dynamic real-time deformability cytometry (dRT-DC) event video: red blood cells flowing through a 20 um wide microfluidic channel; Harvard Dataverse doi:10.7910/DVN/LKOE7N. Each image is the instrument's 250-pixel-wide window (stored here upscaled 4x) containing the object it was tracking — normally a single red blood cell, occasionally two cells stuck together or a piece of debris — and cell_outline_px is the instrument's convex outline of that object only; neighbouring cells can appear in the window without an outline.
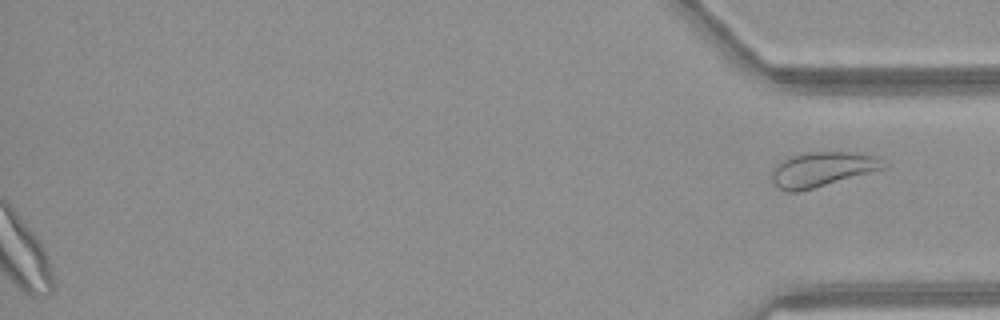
{"species": "common noctule bat (a hibernating species)", "species_latin": "Nyctalus noctula", "temperature_condition": "warm", "stored_images_in_passage": 35, "segment_of_instrument_passage": [2, 2], "camera_frame_rate_fps": 3000, "um_per_image_px": 0.085, "animal": {"sex": "female", "body_mass_g": 21.9}, "frame": {"image": 1, "passage_image": 35, "time_ms": 11.333, "image_size_px": [1000, 320], "cell_outline_px": [[888, 164], [884, 168], [800, 192], [784, 192], [772, 180], [772, 168], [784, 160], [792, 156], [812, 152], [856, 152], [872, 156]], "centroid_in_image_um": [69.86, 14.4], "position_along_channel_um": 365.3, "area_um2": 22.14}}